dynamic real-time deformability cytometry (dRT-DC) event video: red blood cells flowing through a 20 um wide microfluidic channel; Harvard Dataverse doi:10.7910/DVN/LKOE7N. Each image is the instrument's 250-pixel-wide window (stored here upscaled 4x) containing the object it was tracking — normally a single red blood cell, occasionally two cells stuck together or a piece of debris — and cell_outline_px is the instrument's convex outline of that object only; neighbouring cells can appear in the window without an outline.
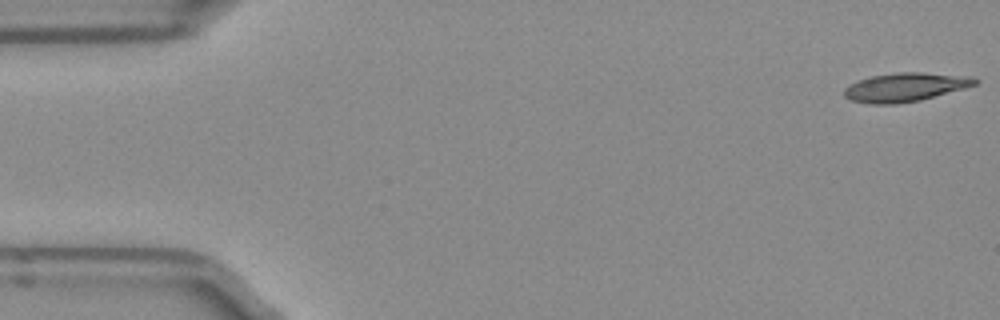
{"species": "Egyptian fruit bat (a non-hibernating species)", "species_latin": "Rousettus aegyptiacus", "temperature_condition": "room temperature", "stored_images_in_passage": 50, "camera_frame_rate_fps": 3000, "um_per_image_px": 0.085, "frame": {"image": 1, "passage_image": 1, "time_ms": 0.0, "image_size_px": [1000, 320], "cell_outline_px": [[980, 80], [976, 84], [964, 88], [920, 100], [896, 104], [868, 104], [852, 100], [844, 96], [844, 88], [860, 80], [872, 76], [900, 72], [920, 72], [972, 76]], "centroid_in_image_um": [76.97, 7.41], "position_along_channel_um": 8.0, "area_um2": 21.73}}
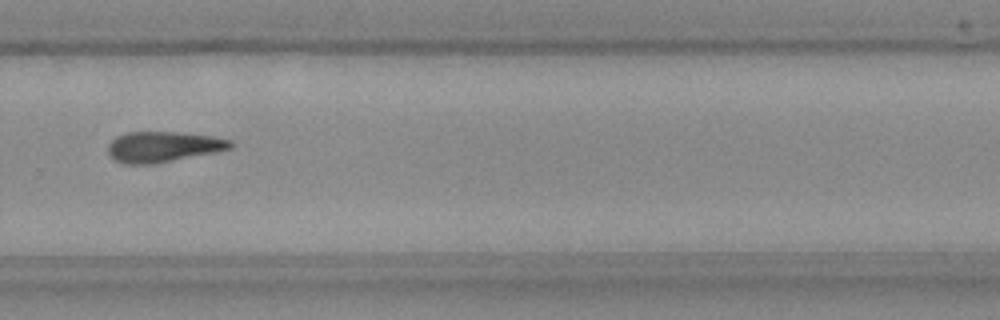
{"frame": {"image": 2, "passage_image": 34, "time_ms": 11.0, "image_size_px": [1000, 320], "cell_outline_px": [[232, 148], [156, 164], [124, 164], [108, 156], [108, 144], [116, 136], [128, 132], [176, 132], [212, 136], [232, 140]], "centroid_in_image_um": [13.82, 12.48], "position_along_channel_um": 316.0, "area_um2": 21.79}}
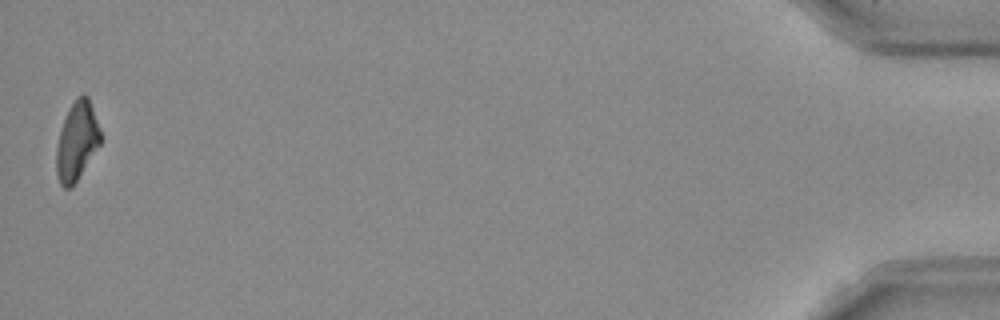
{"frame": {"image": 3, "passage_image": 50, "time_ms": 16.333, "image_size_px": [1000, 320], "cell_outline_px": [[100, 144], [72, 188], [64, 188], [60, 184], [56, 172], [56, 148], [60, 132], [64, 120], [76, 96], [84, 92], [88, 96], [100, 128]], "centroid_in_image_um": [6.53, 12.0], "position_along_channel_um": 428.7, "area_um2": 20.06}, "authors_computed_cell_mechanics": {"area_um2": 21.8195, "velocity_mm_per_s": 3.9733, "shape_relaxation_time_tau1_ms": 7.8499, "shape_relaxation_time_tau2_ms": null, "deformation_change_tau1": 0.21, "deformation_change_tau2": null}}